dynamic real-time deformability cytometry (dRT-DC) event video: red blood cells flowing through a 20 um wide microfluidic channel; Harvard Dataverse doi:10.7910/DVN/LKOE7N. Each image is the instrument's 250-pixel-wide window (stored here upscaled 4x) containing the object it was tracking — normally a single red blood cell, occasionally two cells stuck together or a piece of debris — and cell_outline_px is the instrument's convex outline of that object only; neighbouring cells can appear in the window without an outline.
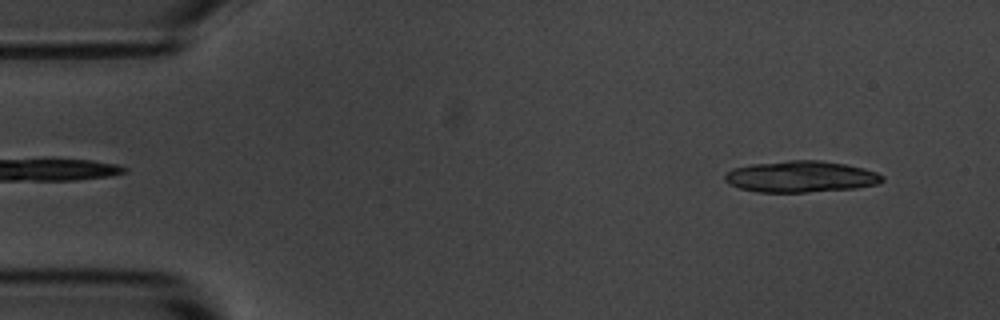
{"species": "common noctule bat (a hibernating species)", "species_latin": "Nyctalus noctula", "temperature_condition": "room temperature", "stored_images_in_passage": 4, "camera_frame_rate_fps": 3000, "um_per_image_px": 0.085, "animal": {"sex": "male", "body_mass_g": 20.1, "forearm_length_mm": 53.5}, "frame": {"image": 1, "passage_image": 1, "time_ms": 0.0, "image_size_px": [1000, 320], "cell_outline_px": [[884, 180], [876, 184], [856, 188], [804, 192], [756, 192], [740, 188], [728, 184], [724, 180], [724, 176], [732, 168], [752, 164], [788, 160], [820, 160], [844, 164], [864, 168], [876, 172], [884, 176]], "centroid_in_image_um": [68.05, 15.01], "position_along_channel_um": 16.9, "area_um2": 28.78}}
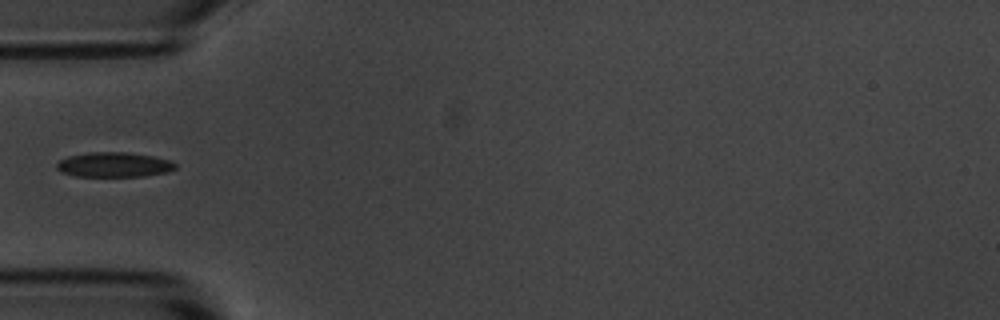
{"frame": {"image": 2, "passage_image": 4, "time_ms": 4.333, "image_size_px": [1000, 320], "cell_outline_px": [[176, 168], [168, 172], [144, 176], [76, 176], [64, 172], [56, 168], [56, 164], [60, 160], [68, 156], [88, 152], [124, 152], [152, 156], [172, 160], [176, 164]], "centroid_in_image_um": [9.72, 13.99], "position_along_channel_um": 75.3, "area_um2": 17.11}}